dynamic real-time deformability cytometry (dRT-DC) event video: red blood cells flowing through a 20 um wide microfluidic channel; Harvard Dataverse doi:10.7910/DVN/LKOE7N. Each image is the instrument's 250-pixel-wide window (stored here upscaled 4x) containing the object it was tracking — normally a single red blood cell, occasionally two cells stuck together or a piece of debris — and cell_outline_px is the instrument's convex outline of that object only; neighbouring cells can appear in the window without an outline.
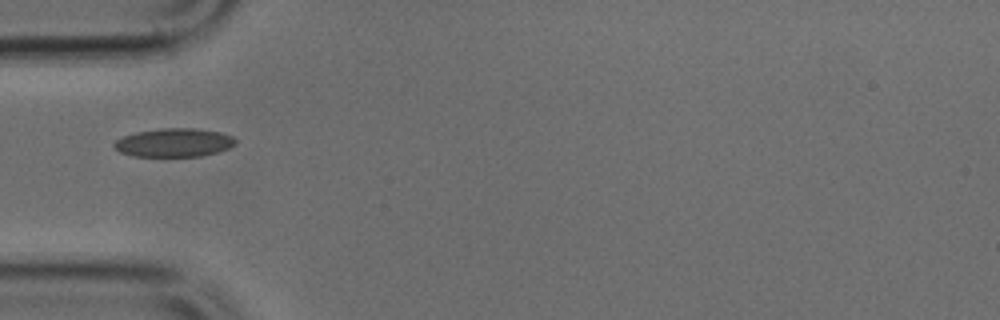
{"species": "common noctule bat (a hibernating species)", "species_latin": "Nyctalus noctula", "temperature_condition": "cold", "stored_images_in_passage": 34, "camera_frame_rate_fps": 3000, "um_per_image_px": 0.085, "animal": {"sex": "male", "body_mass_g": 17.9, "forearm_length_mm": 54.2}, "frame": {"image": 1, "passage_image": 1, "time_ms": 0.0, "image_size_px": [1000, 320], "cell_outline_px": [[236, 144], [228, 148], [216, 152], [200, 156], [132, 156], [120, 152], [112, 148], [112, 144], [116, 140], [124, 136], [136, 132], [160, 128], [196, 128], [220, 132], [232, 136], [236, 140]], "centroid_in_image_um": [14.76, 12.12], "position_along_channel_um": 70.2, "area_um2": 20.23}}
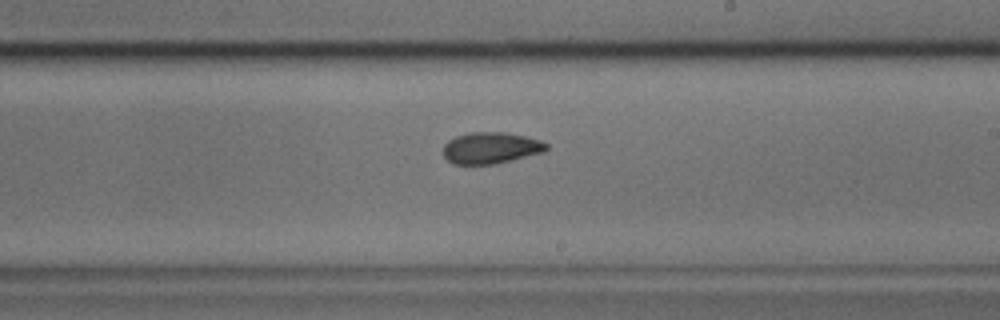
{"frame": {"image": 2, "passage_image": 14, "time_ms": 4.333, "image_size_px": [1000, 320], "cell_outline_px": [[548, 148], [544, 152], [496, 164], [452, 164], [444, 156], [444, 144], [448, 140], [456, 136], [472, 132], [504, 132], [524, 136], [540, 140], [548, 144]], "centroid_in_image_um": [41.72, 12.57], "position_along_channel_um": 247.3, "area_um2": 18.9}}
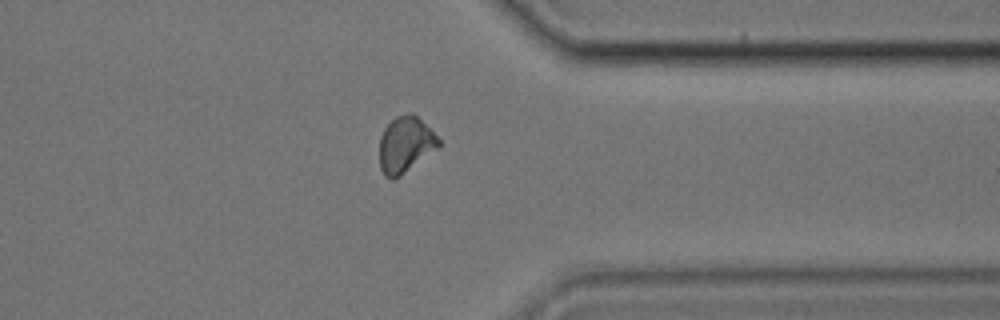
{"frame": {"image": 3, "passage_image": 24, "time_ms": 7.667, "image_size_px": [1000, 320], "cell_outline_px": [[440, 144], [436, 148], [400, 176], [392, 180], [384, 176], [380, 168], [380, 136], [384, 128], [396, 116], [412, 112], [440, 140]], "centroid_in_image_um": [34.41, 12.3], "position_along_channel_um": 377.0, "area_um2": 18.84}}